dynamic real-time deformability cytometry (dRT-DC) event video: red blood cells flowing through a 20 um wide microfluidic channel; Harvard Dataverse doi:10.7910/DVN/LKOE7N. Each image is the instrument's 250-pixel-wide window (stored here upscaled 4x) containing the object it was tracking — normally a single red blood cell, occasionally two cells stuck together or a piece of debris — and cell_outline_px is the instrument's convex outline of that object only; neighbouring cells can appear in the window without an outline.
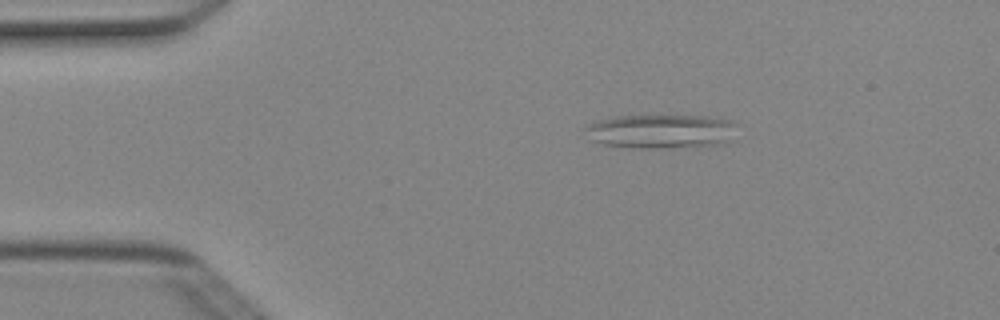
{"species": "Egyptian fruit bat (a non-hibernating species)", "species_latin": "Rousettus aegyptiacus", "temperature_condition": "cold", "stored_images_in_passage": 5, "camera_frame_rate_fps": 3000, "um_per_image_px": 0.085, "animal": {"sex": "female"}, "frame": {"image": 1, "passage_image": 1, "time_ms": 0.0, "image_size_px": [1000, 320], "cell_outline_px": [[736, 124], [732, 140], [724, 144], [656, 148], [628, 148], [604, 144], [588, 140], [584, 128], [588, 124], [600, 120], [616, 116], [704, 116], [732, 120]], "centroid_in_image_um": [56.17, 11.17], "position_along_channel_um": 28.8, "area_um2": 30.29}}
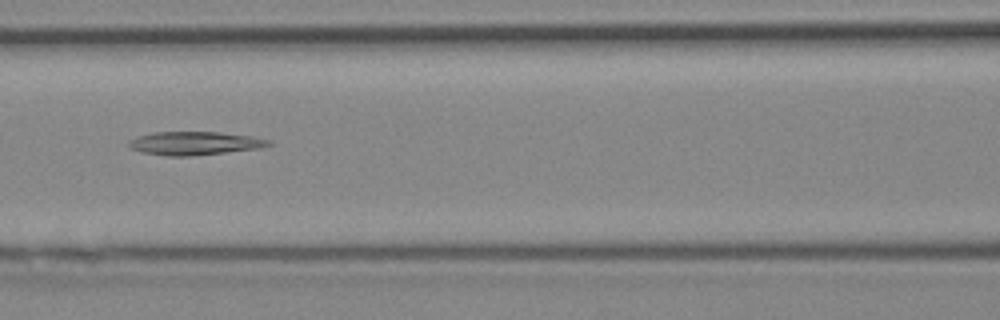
{"frame": {"image": 2, "passage_image": 4, "time_ms": 1.0, "image_size_px": [1000, 320], "cell_outline_px": [[272, 144], [260, 148], [188, 156], [168, 156], [144, 152], [132, 148], [128, 144], [128, 140], [152, 132], [220, 132], [252, 136], [268, 140]], "centroid_in_image_um": [16.55, 12.17], "position_along_channel_um": 150.1, "area_um2": 18.73}}
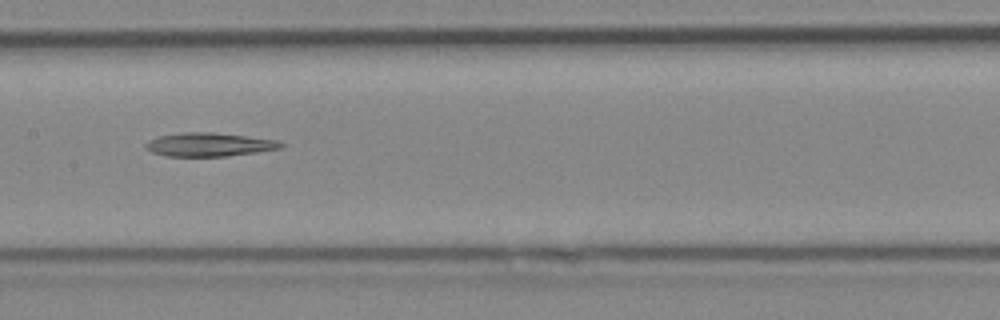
{"frame": {"image": 3, "passage_image": 5, "time_ms": 1.333, "image_size_px": [1000, 320], "cell_outline_px": [[284, 148], [228, 156], [168, 156], [152, 152], [144, 148], [144, 144], [148, 140], [160, 136], [180, 132], [212, 132], [280, 140], [284, 144]], "centroid_in_image_um": [17.8, 12.28], "position_along_channel_um": 189.6, "area_um2": 18.73}}